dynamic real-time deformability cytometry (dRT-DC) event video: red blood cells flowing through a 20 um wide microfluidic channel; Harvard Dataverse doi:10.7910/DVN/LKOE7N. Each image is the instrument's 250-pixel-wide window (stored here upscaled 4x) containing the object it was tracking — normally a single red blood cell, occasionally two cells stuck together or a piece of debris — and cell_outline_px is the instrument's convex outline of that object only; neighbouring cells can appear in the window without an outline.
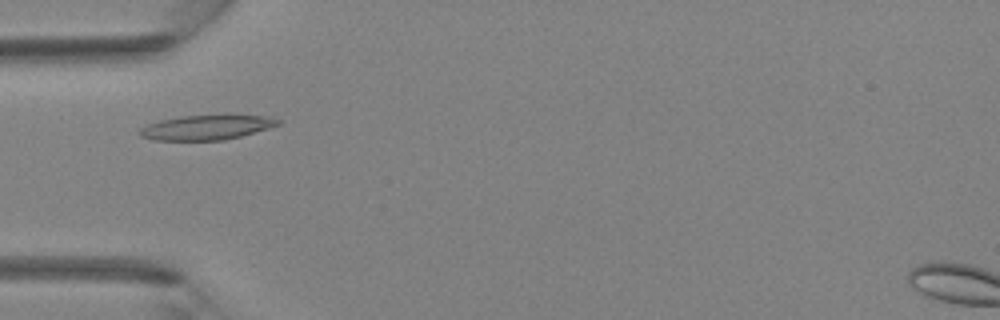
{"species": "Egyptian fruit bat (a non-hibernating species)", "species_latin": "Rousettus aegyptiacus", "temperature_condition": "room temperature", "stored_images_in_passage": 38, "camera_frame_rate_fps": 3000, "um_per_image_px": 0.085, "animal": {"sex": "female"}, "frame": {"image": 1, "passage_image": 9, "time_ms": 2.667, "image_size_px": [1000, 320], "cell_outline_px": [[280, 124], [268, 128], [240, 136], [224, 140], [152, 140], [140, 136], [136, 132], [140, 128], [148, 124], [160, 120], [180, 116], [224, 112], [272, 116], [280, 120]], "centroid_in_image_um": [17.6, 10.77], "position_along_channel_um": 67.4, "area_um2": 20.98}}
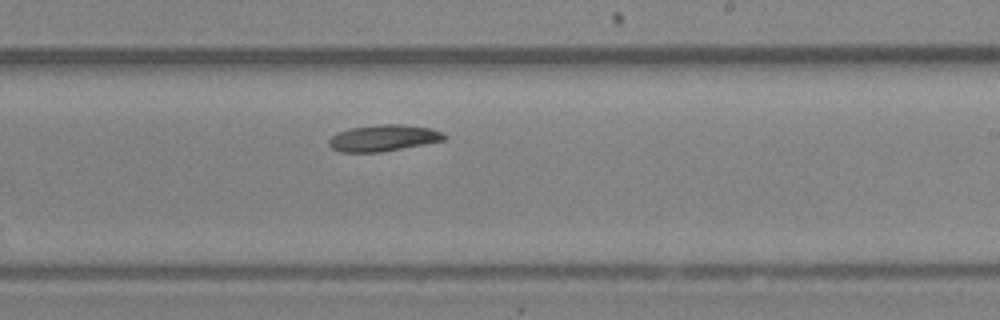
{"frame": {"image": 2, "passage_image": 21, "time_ms": 6.667, "image_size_px": [1000, 320], "cell_outline_px": [[448, 136], [444, 140], [380, 152], [340, 152], [332, 148], [328, 144], [328, 140], [336, 132], [348, 128], [380, 124], [400, 124], [432, 128]], "centroid_in_image_um": [32.54, 11.72], "position_along_channel_um": 256.5, "area_um2": 17.74}}
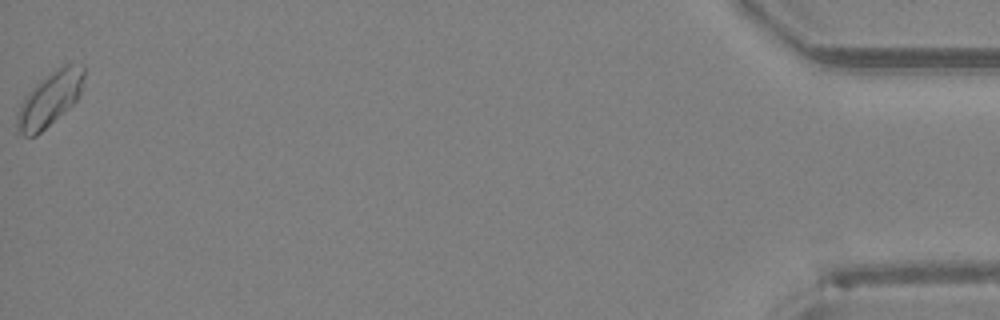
{"frame": {"image": 3, "passage_image": 38, "time_ms": 12.333, "image_size_px": [1000, 320], "cell_outline_px": [[84, 76], [80, 96], [68, 108], [36, 136], [24, 136], [20, 132], [16, 124], [16, 116], [20, 104], [28, 92], [40, 80], [56, 68], [64, 64], [84, 64]], "centroid_in_image_um": [4.23, 8.39], "position_along_channel_um": 431.0, "area_um2": 20.98}}